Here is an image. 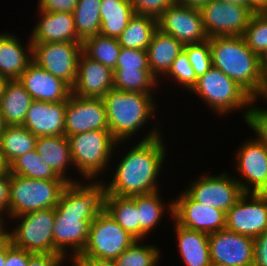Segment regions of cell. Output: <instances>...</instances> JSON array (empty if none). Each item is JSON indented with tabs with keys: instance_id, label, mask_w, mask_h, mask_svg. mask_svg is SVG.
<instances>
[{
	"instance_id": "6da1fadb",
	"label": "cell",
	"mask_w": 267,
	"mask_h": 266,
	"mask_svg": "<svg viewBox=\"0 0 267 266\" xmlns=\"http://www.w3.org/2000/svg\"><path fill=\"white\" fill-rule=\"evenodd\" d=\"M101 179L68 183L64 187L55 206L53 255H63L72 262L86 247L90 224L104 209Z\"/></svg>"
},
{
	"instance_id": "7a4b0ae2",
	"label": "cell",
	"mask_w": 267,
	"mask_h": 266,
	"mask_svg": "<svg viewBox=\"0 0 267 266\" xmlns=\"http://www.w3.org/2000/svg\"><path fill=\"white\" fill-rule=\"evenodd\" d=\"M152 127L138 143L134 142L128 151H122L124 155L118 158L112 179L103 182L104 195L134 196L160 190L158 178L164 171L168 148L162 124L153 123Z\"/></svg>"
},
{
	"instance_id": "3957f363",
	"label": "cell",
	"mask_w": 267,
	"mask_h": 266,
	"mask_svg": "<svg viewBox=\"0 0 267 266\" xmlns=\"http://www.w3.org/2000/svg\"><path fill=\"white\" fill-rule=\"evenodd\" d=\"M208 40L213 67L258 101L262 84L261 58L246 45L242 36H215Z\"/></svg>"
},
{
	"instance_id": "277c9868",
	"label": "cell",
	"mask_w": 267,
	"mask_h": 266,
	"mask_svg": "<svg viewBox=\"0 0 267 266\" xmlns=\"http://www.w3.org/2000/svg\"><path fill=\"white\" fill-rule=\"evenodd\" d=\"M156 93L124 92L109 90L102 98L106 108L109 131L117 141L135 140L136 134L156 119L158 112ZM154 117V118H153ZM146 124V126H145Z\"/></svg>"
},
{
	"instance_id": "5b68a950",
	"label": "cell",
	"mask_w": 267,
	"mask_h": 266,
	"mask_svg": "<svg viewBox=\"0 0 267 266\" xmlns=\"http://www.w3.org/2000/svg\"><path fill=\"white\" fill-rule=\"evenodd\" d=\"M67 138L74 169H76L73 171H78L84 181H96L99 175L106 177L102 173H108L109 163L116 156L115 150L118 149L120 152L121 144L125 143V141H117L109 130H93L67 136Z\"/></svg>"
},
{
	"instance_id": "8992f818",
	"label": "cell",
	"mask_w": 267,
	"mask_h": 266,
	"mask_svg": "<svg viewBox=\"0 0 267 266\" xmlns=\"http://www.w3.org/2000/svg\"><path fill=\"white\" fill-rule=\"evenodd\" d=\"M196 94L213 112L219 116H229L234 111L243 112V123L247 118L254 99L234 80L221 70L211 67L198 77L196 84L189 91Z\"/></svg>"
},
{
	"instance_id": "52a82bcc",
	"label": "cell",
	"mask_w": 267,
	"mask_h": 266,
	"mask_svg": "<svg viewBox=\"0 0 267 266\" xmlns=\"http://www.w3.org/2000/svg\"><path fill=\"white\" fill-rule=\"evenodd\" d=\"M67 184L65 180H37L11 174L7 219L55 208Z\"/></svg>"
},
{
	"instance_id": "ba28073f",
	"label": "cell",
	"mask_w": 267,
	"mask_h": 266,
	"mask_svg": "<svg viewBox=\"0 0 267 266\" xmlns=\"http://www.w3.org/2000/svg\"><path fill=\"white\" fill-rule=\"evenodd\" d=\"M7 220L13 224V228L8 224L7 234L14 247L31 253L53 254L55 208L33 211Z\"/></svg>"
},
{
	"instance_id": "9c48e42d",
	"label": "cell",
	"mask_w": 267,
	"mask_h": 266,
	"mask_svg": "<svg viewBox=\"0 0 267 266\" xmlns=\"http://www.w3.org/2000/svg\"><path fill=\"white\" fill-rule=\"evenodd\" d=\"M135 240L103 209L91 222L86 247L77 257L115 260Z\"/></svg>"
},
{
	"instance_id": "30bf717a",
	"label": "cell",
	"mask_w": 267,
	"mask_h": 266,
	"mask_svg": "<svg viewBox=\"0 0 267 266\" xmlns=\"http://www.w3.org/2000/svg\"><path fill=\"white\" fill-rule=\"evenodd\" d=\"M193 181V182H192ZM190 181L184 189L195 201L206 207L218 208L225 213L244 194L240 184L227 171L218 175L204 172Z\"/></svg>"
},
{
	"instance_id": "8fae6325",
	"label": "cell",
	"mask_w": 267,
	"mask_h": 266,
	"mask_svg": "<svg viewBox=\"0 0 267 266\" xmlns=\"http://www.w3.org/2000/svg\"><path fill=\"white\" fill-rule=\"evenodd\" d=\"M208 38L242 36L254 12L246 6L223 0H210L200 8Z\"/></svg>"
},
{
	"instance_id": "7c38bea8",
	"label": "cell",
	"mask_w": 267,
	"mask_h": 266,
	"mask_svg": "<svg viewBox=\"0 0 267 266\" xmlns=\"http://www.w3.org/2000/svg\"><path fill=\"white\" fill-rule=\"evenodd\" d=\"M82 43L50 42L32 44L33 61L70 87L76 80Z\"/></svg>"
},
{
	"instance_id": "4fadbf2b",
	"label": "cell",
	"mask_w": 267,
	"mask_h": 266,
	"mask_svg": "<svg viewBox=\"0 0 267 266\" xmlns=\"http://www.w3.org/2000/svg\"><path fill=\"white\" fill-rule=\"evenodd\" d=\"M249 138L235 151L233 165L241 175L235 180L244 193H260L267 184V148L256 137Z\"/></svg>"
},
{
	"instance_id": "5bb4252c",
	"label": "cell",
	"mask_w": 267,
	"mask_h": 266,
	"mask_svg": "<svg viewBox=\"0 0 267 266\" xmlns=\"http://www.w3.org/2000/svg\"><path fill=\"white\" fill-rule=\"evenodd\" d=\"M226 229L252 238L267 231V196L244 193L226 212Z\"/></svg>"
},
{
	"instance_id": "9a60e30c",
	"label": "cell",
	"mask_w": 267,
	"mask_h": 266,
	"mask_svg": "<svg viewBox=\"0 0 267 266\" xmlns=\"http://www.w3.org/2000/svg\"><path fill=\"white\" fill-rule=\"evenodd\" d=\"M178 225L207 234L226 228V213L195 201L185 190L173 199V218Z\"/></svg>"
},
{
	"instance_id": "2e32d148",
	"label": "cell",
	"mask_w": 267,
	"mask_h": 266,
	"mask_svg": "<svg viewBox=\"0 0 267 266\" xmlns=\"http://www.w3.org/2000/svg\"><path fill=\"white\" fill-rule=\"evenodd\" d=\"M158 29L173 36L183 45L208 40L200 9L172 4L158 18Z\"/></svg>"
},
{
	"instance_id": "e0dca14e",
	"label": "cell",
	"mask_w": 267,
	"mask_h": 266,
	"mask_svg": "<svg viewBox=\"0 0 267 266\" xmlns=\"http://www.w3.org/2000/svg\"><path fill=\"white\" fill-rule=\"evenodd\" d=\"M93 130H109L103 99L71 94L66 101L65 136Z\"/></svg>"
},
{
	"instance_id": "ac0fdd59",
	"label": "cell",
	"mask_w": 267,
	"mask_h": 266,
	"mask_svg": "<svg viewBox=\"0 0 267 266\" xmlns=\"http://www.w3.org/2000/svg\"><path fill=\"white\" fill-rule=\"evenodd\" d=\"M253 238L226 228L209 234L211 263L253 266Z\"/></svg>"
},
{
	"instance_id": "d6986e66",
	"label": "cell",
	"mask_w": 267,
	"mask_h": 266,
	"mask_svg": "<svg viewBox=\"0 0 267 266\" xmlns=\"http://www.w3.org/2000/svg\"><path fill=\"white\" fill-rule=\"evenodd\" d=\"M18 81L33 100L43 102H66L72 94L71 87L63 80L44 70L33 60L20 75Z\"/></svg>"
},
{
	"instance_id": "ffe728a7",
	"label": "cell",
	"mask_w": 267,
	"mask_h": 266,
	"mask_svg": "<svg viewBox=\"0 0 267 266\" xmlns=\"http://www.w3.org/2000/svg\"><path fill=\"white\" fill-rule=\"evenodd\" d=\"M113 76L112 69L90 59L82 52L71 92L85 98H103L109 90L113 89Z\"/></svg>"
},
{
	"instance_id": "44dd1931",
	"label": "cell",
	"mask_w": 267,
	"mask_h": 266,
	"mask_svg": "<svg viewBox=\"0 0 267 266\" xmlns=\"http://www.w3.org/2000/svg\"><path fill=\"white\" fill-rule=\"evenodd\" d=\"M38 20L31 30L32 44L50 42H75L82 43L74 25L71 12H46L38 10Z\"/></svg>"
},
{
	"instance_id": "7402d4cb",
	"label": "cell",
	"mask_w": 267,
	"mask_h": 266,
	"mask_svg": "<svg viewBox=\"0 0 267 266\" xmlns=\"http://www.w3.org/2000/svg\"><path fill=\"white\" fill-rule=\"evenodd\" d=\"M66 102L33 100L23 126L37 137L65 135Z\"/></svg>"
},
{
	"instance_id": "603a6c76",
	"label": "cell",
	"mask_w": 267,
	"mask_h": 266,
	"mask_svg": "<svg viewBox=\"0 0 267 266\" xmlns=\"http://www.w3.org/2000/svg\"><path fill=\"white\" fill-rule=\"evenodd\" d=\"M20 40L14 33H0V76L6 80L18 79L33 60L30 35L26 47Z\"/></svg>"
},
{
	"instance_id": "cb8c5ba5",
	"label": "cell",
	"mask_w": 267,
	"mask_h": 266,
	"mask_svg": "<svg viewBox=\"0 0 267 266\" xmlns=\"http://www.w3.org/2000/svg\"><path fill=\"white\" fill-rule=\"evenodd\" d=\"M35 149L43 158L42 161L47 163L66 182L83 181L81 177H78V179L77 177L72 178L67 172L68 169L74 168L67 136H39L36 140Z\"/></svg>"
},
{
	"instance_id": "d4e9b609",
	"label": "cell",
	"mask_w": 267,
	"mask_h": 266,
	"mask_svg": "<svg viewBox=\"0 0 267 266\" xmlns=\"http://www.w3.org/2000/svg\"><path fill=\"white\" fill-rule=\"evenodd\" d=\"M172 227L177 240V251L184 266H211L209 234L178 225L173 219Z\"/></svg>"
},
{
	"instance_id": "484cf974",
	"label": "cell",
	"mask_w": 267,
	"mask_h": 266,
	"mask_svg": "<svg viewBox=\"0 0 267 266\" xmlns=\"http://www.w3.org/2000/svg\"><path fill=\"white\" fill-rule=\"evenodd\" d=\"M183 49L184 45L173 36L165 34L160 29L154 32L146 52L150 71L158 79L159 85Z\"/></svg>"
},
{
	"instance_id": "4316f807",
	"label": "cell",
	"mask_w": 267,
	"mask_h": 266,
	"mask_svg": "<svg viewBox=\"0 0 267 266\" xmlns=\"http://www.w3.org/2000/svg\"><path fill=\"white\" fill-rule=\"evenodd\" d=\"M160 192L159 190L150 194L130 196L137 206L140 240L148 239L150 232L155 230L157 225L160 226L161 219L166 213H169V217L173 218V198L167 202L163 201Z\"/></svg>"
},
{
	"instance_id": "83f0119b",
	"label": "cell",
	"mask_w": 267,
	"mask_h": 266,
	"mask_svg": "<svg viewBox=\"0 0 267 266\" xmlns=\"http://www.w3.org/2000/svg\"><path fill=\"white\" fill-rule=\"evenodd\" d=\"M31 95L18 79L6 80L0 100V113L5 125H22L32 103Z\"/></svg>"
},
{
	"instance_id": "f1b7e54d",
	"label": "cell",
	"mask_w": 267,
	"mask_h": 266,
	"mask_svg": "<svg viewBox=\"0 0 267 266\" xmlns=\"http://www.w3.org/2000/svg\"><path fill=\"white\" fill-rule=\"evenodd\" d=\"M36 140L37 136L23 125H5L0 137V155L6 167L35 149Z\"/></svg>"
},
{
	"instance_id": "f546056e",
	"label": "cell",
	"mask_w": 267,
	"mask_h": 266,
	"mask_svg": "<svg viewBox=\"0 0 267 266\" xmlns=\"http://www.w3.org/2000/svg\"><path fill=\"white\" fill-rule=\"evenodd\" d=\"M134 14L129 0H102L99 34L118 39Z\"/></svg>"
},
{
	"instance_id": "4dcf8cb0",
	"label": "cell",
	"mask_w": 267,
	"mask_h": 266,
	"mask_svg": "<svg viewBox=\"0 0 267 266\" xmlns=\"http://www.w3.org/2000/svg\"><path fill=\"white\" fill-rule=\"evenodd\" d=\"M104 209L125 231L140 240L137 206L130 196L104 195Z\"/></svg>"
},
{
	"instance_id": "1f68e13d",
	"label": "cell",
	"mask_w": 267,
	"mask_h": 266,
	"mask_svg": "<svg viewBox=\"0 0 267 266\" xmlns=\"http://www.w3.org/2000/svg\"><path fill=\"white\" fill-rule=\"evenodd\" d=\"M157 29L158 19L135 13L118 38V42L121 47L146 51Z\"/></svg>"
},
{
	"instance_id": "d6a6232c",
	"label": "cell",
	"mask_w": 267,
	"mask_h": 266,
	"mask_svg": "<svg viewBox=\"0 0 267 266\" xmlns=\"http://www.w3.org/2000/svg\"><path fill=\"white\" fill-rule=\"evenodd\" d=\"M113 71L115 90L138 93H156L159 90L156 88L159 86L157 84L159 81L150 69H114Z\"/></svg>"
},
{
	"instance_id": "836d02e7",
	"label": "cell",
	"mask_w": 267,
	"mask_h": 266,
	"mask_svg": "<svg viewBox=\"0 0 267 266\" xmlns=\"http://www.w3.org/2000/svg\"><path fill=\"white\" fill-rule=\"evenodd\" d=\"M42 157L33 149L15 159L7 170L10 174L20 175L37 180H64L50 166L42 161Z\"/></svg>"
},
{
	"instance_id": "e575fe53",
	"label": "cell",
	"mask_w": 267,
	"mask_h": 266,
	"mask_svg": "<svg viewBox=\"0 0 267 266\" xmlns=\"http://www.w3.org/2000/svg\"><path fill=\"white\" fill-rule=\"evenodd\" d=\"M102 0H78L72 12L78 38L85 39L99 34L101 29L100 7Z\"/></svg>"
},
{
	"instance_id": "d590c367",
	"label": "cell",
	"mask_w": 267,
	"mask_h": 266,
	"mask_svg": "<svg viewBox=\"0 0 267 266\" xmlns=\"http://www.w3.org/2000/svg\"><path fill=\"white\" fill-rule=\"evenodd\" d=\"M121 46L117 38L101 34L89 37L82 42V52L92 60L114 70Z\"/></svg>"
},
{
	"instance_id": "8d00e7d4",
	"label": "cell",
	"mask_w": 267,
	"mask_h": 266,
	"mask_svg": "<svg viewBox=\"0 0 267 266\" xmlns=\"http://www.w3.org/2000/svg\"><path fill=\"white\" fill-rule=\"evenodd\" d=\"M144 240H135L116 259L117 266H157L162 258L161 250L152 243H143ZM144 244V245H143Z\"/></svg>"
},
{
	"instance_id": "74e56055",
	"label": "cell",
	"mask_w": 267,
	"mask_h": 266,
	"mask_svg": "<svg viewBox=\"0 0 267 266\" xmlns=\"http://www.w3.org/2000/svg\"><path fill=\"white\" fill-rule=\"evenodd\" d=\"M242 37L246 45L261 58L267 52V12H255Z\"/></svg>"
},
{
	"instance_id": "f35d334b",
	"label": "cell",
	"mask_w": 267,
	"mask_h": 266,
	"mask_svg": "<svg viewBox=\"0 0 267 266\" xmlns=\"http://www.w3.org/2000/svg\"><path fill=\"white\" fill-rule=\"evenodd\" d=\"M163 78L164 81L166 78L167 81L175 83L180 88L182 87V90L186 89L188 92L196 84L198 79L184 50L173 61L170 69Z\"/></svg>"
},
{
	"instance_id": "ab89813d",
	"label": "cell",
	"mask_w": 267,
	"mask_h": 266,
	"mask_svg": "<svg viewBox=\"0 0 267 266\" xmlns=\"http://www.w3.org/2000/svg\"><path fill=\"white\" fill-rule=\"evenodd\" d=\"M183 50L197 77L204 75L213 66L209 40L199 44H186Z\"/></svg>"
},
{
	"instance_id": "60d3db41",
	"label": "cell",
	"mask_w": 267,
	"mask_h": 266,
	"mask_svg": "<svg viewBox=\"0 0 267 266\" xmlns=\"http://www.w3.org/2000/svg\"><path fill=\"white\" fill-rule=\"evenodd\" d=\"M257 104L258 101L252 103L244 123L252 129L254 137L267 148V107H258Z\"/></svg>"
},
{
	"instance_id": "b9f144b4",
	"label": "cell",
	"mask_w": 267,
	"mask_h": 266,
	"mask_svg": "<svg viewBox=\"0 0 267 266\" xmlns=\"http://www.w3.org/2000/svg\"><path fill=\"white\" fill-rule=\"evenodd\" d=\"M115 69H150L147 52L121 47Z\"/></svg>"
},
{
	"instance_id": "7bdbcfd3",
	"label": "cell",
	"mask_w": 267,
	"mask_h": 266,
	"mask_svg": "<svg viewBox=\"0 0 267 266\" xmlns=\"http://www.w3.org/2000/svg\"><path fill=\"white\" fill-rule=\"evenodd\" d=\"M136 14L158 19L168 9L173 0H129Z\"/></svg>"
},
{
	"instance_id": "ee69618b",
	"label": "cell",
	"mask_w": 267,
	"mask_h": 266,
	"mask_svg": "<svg viewBox=\"0 0 267 266\" xmlns=\"http://www.w3.org/2000/svg\"><path fill=\"white\" fill-rule=\"evenodd\" d=\"M34 253L14 247L9 239H6V262L4 266H27L29 258Z\"/></svg>"
},
{
	"instance_id": "f6af8a7d",
	"label": "cell",
	"mask_w": 267,
	"mask_h": 266,
	"mask_svg": "<svg viewBox=\"0 0 267 266\" xmlns=\"http://www.w3.org/2000/svg\"><path fill=\"white\" fill-rule=\"evenodd\" d=\"M37 10L46 12H73L78 0H38Z\"/></svg>"
},
{
	"instance_id": "bcb514c9",
	"label": "cell",
	"mask_w": 267,
	"mask_h": 266,
	"mask_svg": "<svg viewBox=\"0 0 267 266\" xmlns=\"http://www.w3.org/2000/svg\"><path fill=\"white\" fill-rule=\"evenodd\" d=\"M253 266H267V231L253 238Z\"/></svg>"
},
{
	"instance_id": "7dc6e473",
	"label": "cell",
	"mask_w": 267,
	"mask_h": 266,
	"mask_svg": "<svg viewBox=\"0 0 267 266\" xmlns=\"http://www.w3.org/2000/svg\"><path fill=\"white\" fill-rule=\"evenodd\" d=\"M65 260L70 263L63 255L34 253L29 258L27 266H63L67 263Z\"/></svg>"
},
{
	"instance_id": "c3c4849f",
	"label": "cell",
	"mask_w": 267,
	"mask_h": 266,
	"mask_svg": "<svg viewBox=\"0 0 267 266\" xmlns=\"http://www.w3.org/2000/svg\"><path fill=\"white\" fill-rule=\"evenodd\" d=\"M11 174L6 170L0 175V217L7 219Z\"/></svg>"
},
{
	"instance_id": "681fc988",
	"label": "cell",
	"mask_w": 267,
	"mask_h": 266,
	"mask_svg": "<svg viewBox=\"0 0 267 266\" xmlns=\"http://www.w3.org/2000/svg\"><path fill=\"white\" fill-rule=\"evenodd\" d=\"M72 266H117L115 260L97 259L93 257H76Z\"/></svg>"
},
{
	"instance_id": "f907efd6",
	"label": "cell",
	"mask_w": 267,
	"mask_h": 266,
	"mask_svg": "<svg viewBox=\"0 0 267 266\" xmlns=\"http://www.w3.org/2000/svg\"><path fill=\"white\" fill-rule=\"evenodd\" d=\"M247 7L255 12H267V0H247Z\"/></svg>"
},
{
	"instance_id": "816d5d0a",
	"label": "cell",
	"mask_w": 267,
	"mask_h": 266,
	"mask_svg": "<svg viewBox=\"0 0 267 266\" xmlns=\"http://www.w3.org/2000/svg\"><path fill=\"white\" fill-rule=\"evenodd\" d=\"M210 0H173L174 4L200 9Z\"/></svg>"
},
{
	"instance_id": "f5cc1de1",
	"label": "cell",
	"mask_w": 267,
	"mask_h": 266,
	"mask_svg": "<svg viewBox=\"0 0 267 266\" xmlns=\"http://www.w3.org/2000/svg\"><path fill=\"white\" fill-rule=\"evenodd\" d=\"M259 101L265 100L267 104V67L262 71V84L260 87ZM262 98V99H261Z\"/></svg>"
},
{
	"instance_id": "db71d44e",
	"label": "cell",
	"mask_w": 267,
	"mask_h": 266,
	"mask_svg": "<svg viewBox=\"0 0 267 266\" xmlns=\"http://www.w3.org/2000/svg\"><path fill=\"white\" fill-rule=\"evenodd\" d=\"M7 219L0 217V245L8 238V222Z\"/></svg>"
},
{
	"instance_id": "11a10c76",
	"label": "cell",
	"mask_w": 267,
	"mask_h": 266,
	"mask_svg": "<svg viewBox=\"0 0 267 266\" xmlns=\"http://www.w3.org/2000/svg\"><path fill=\"white\" fill-rule=\"evenodd\" d=\"M6 262V240L0 245V266H4Z\"/></svg>"
},
{
	"instance_id": "9f6ffc18",
	"label": "cell",
	"mask_w": 267,
	"mask_h": 266,
	"mask_svg": "<svg viewBox=\"0 0 267 266\" xmlns=\"http://www.w3.org/2000/svg\"><path fill=\"white\" fill-rule=\"evenodd\" d=\"M223 1L247 7V0H223Z\"/></svg>"
},
{
	"instance_id": "6f0895ef",
	"label": "cell",
	"mask_w": 267,
	"mask_h": 266,
	"mask_svg": "<svg viewBox=\"0 0 267 266\" xmlns=\"http://www.w3.org/2000/svg\"><path fill=\"white\" fill-rule=\"evenodd\" d=\"M267 67V52L261 57L262 71Z\"/></svg>"
},
{
	"instance_id": "680465c9",
	"label": "cell",
	"mask_w": 267,
	"mask_h": 266,
	"mask_svg": "<svg viewBox=\"0 0 267 266\" xmlns=\"http://www.w3.org/2000/svg\"><path fill=\"white\" fill-rule=\"evenodd\" d=\"M6 79L0 76V100L3 95Z\"/></svg>"
},
{
	"instance_id": "91938a15",
	"label": "cell",
	"mask_w": 267,
	"mask_h": 266,
	"mask_svg": "<svg viewBox=\"0 0 267 266\" xmlns=\"http://www.w3.org/2000/svg\"><path fill=\"white\" fill-rule=\"evenodd\" d=\"M7 170L6 165L3 162L2 156L0 155V175Z\"/></svg>"
},
{
	"instance_id": "94428289",
	"label": "cell",
	"mask_w": 267,
	"mask_h": 266,
	"mask_svg": "<svg viewBox=\"0 0 267 266\" xmlns=\"http://www.w3.org/2000/svg\"><path fill=\"white\" fill-rule=\"evenodd\" d=\"M4 126H5V124L3 122L2 115L0 113V137H1V133H2V131L4 129Z\"/></svg>"
},
{
	"instance_id": "6125c7cd",
	"label": "cell",
	"mask_w": 267,
	"mask_h": 266,
	"mask_svg": "<svg viewBox=\"0 0 267 266\" xmlns=\"http://www.w3.org/2000/svg\"><path fill=\"white\" fill-rule=\"evenodd\" d=\"M260 194L267 196V184H266V187L260 192Z\"/></svg>"
},
{
	"instance_id": "be15d7a7",
	"label": "cell",
	"mask_w": 267,
	"mask_h": 266,
	"mask_svg": "<svg viewBox=\"0 0 267 266\" xmlns=\"http://www.w3.org/2000/svg\"><path fill=\"white\" fill-rule=\"evenodd\" d=\"M211 266H229V265H225V264H217V263H211Z\"/></svg>"
}]
</instances>
